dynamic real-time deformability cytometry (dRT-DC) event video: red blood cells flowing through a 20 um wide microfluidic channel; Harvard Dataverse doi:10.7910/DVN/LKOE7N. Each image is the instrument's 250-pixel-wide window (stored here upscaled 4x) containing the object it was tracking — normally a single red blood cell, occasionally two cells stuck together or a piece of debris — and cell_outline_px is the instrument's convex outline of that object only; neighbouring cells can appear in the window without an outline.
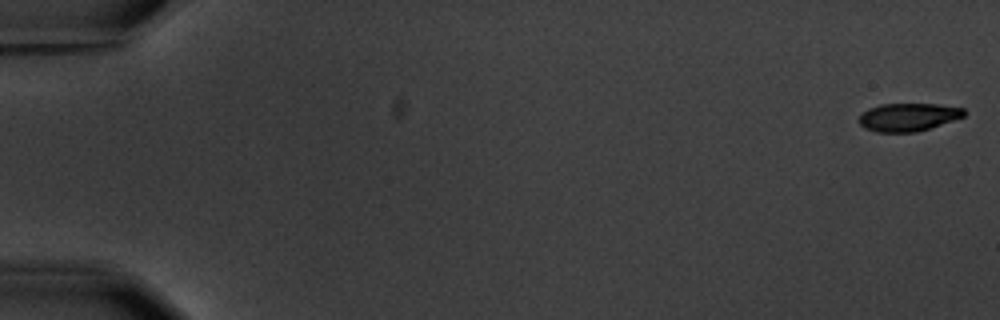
{"species": "common noctule bat (a hibernating species)", "species_latin": "Nyctalus noctula", "temperature_condition": "warm", "stored_images_in_passage": 5, "camera_frame_rate_fps": 3000, "um_per_image_px": 0.085, "animal": {"sex": "male", "body_mass_g": 20.1, "forearm_length_mm": 53.5}, "frame": {"image": 1, "passage_image": 1, "time_ms": 0.0, "image_size_px": [1000, 320], "cell_outline_px": [[968, 112], [964, 116], [916, 132], [876, 132], [864, 128], [856, 120], [860, 112], [868, 108], [880, 104], [936, 104], [964, 108]], "centroid_in_image_um": [77.13, 9.94], "position_along_channel_um": 7.9, "area_um2": 17.28}}
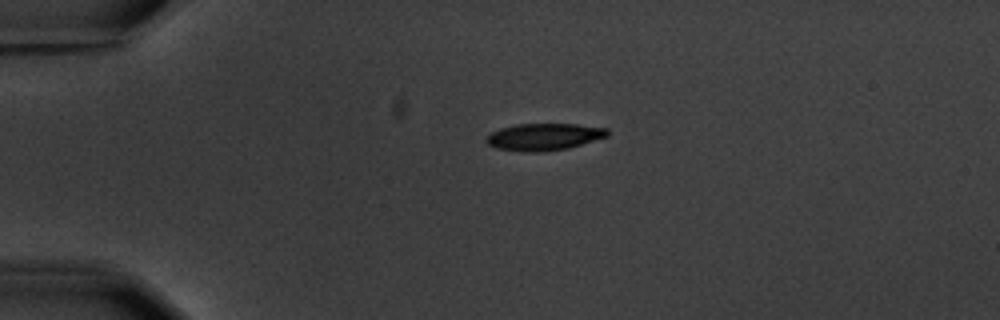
{"frame": {"image": 2, "passage_image": 4, "time_ms": 4.333, "image_size_px": [1000, 320], "cell_outline_px": [[608, 136], [568, 148], [540, 152], [528, 152], [496, 148], [488, 144], [484, 140], [492, 132], [500, 128], [516, 124], [576, 124], [608, 128]], "centroid_in_image_um": [46.23, 11.62], "position_along_channel_um": 38.8, "area_um2": 18.96}}